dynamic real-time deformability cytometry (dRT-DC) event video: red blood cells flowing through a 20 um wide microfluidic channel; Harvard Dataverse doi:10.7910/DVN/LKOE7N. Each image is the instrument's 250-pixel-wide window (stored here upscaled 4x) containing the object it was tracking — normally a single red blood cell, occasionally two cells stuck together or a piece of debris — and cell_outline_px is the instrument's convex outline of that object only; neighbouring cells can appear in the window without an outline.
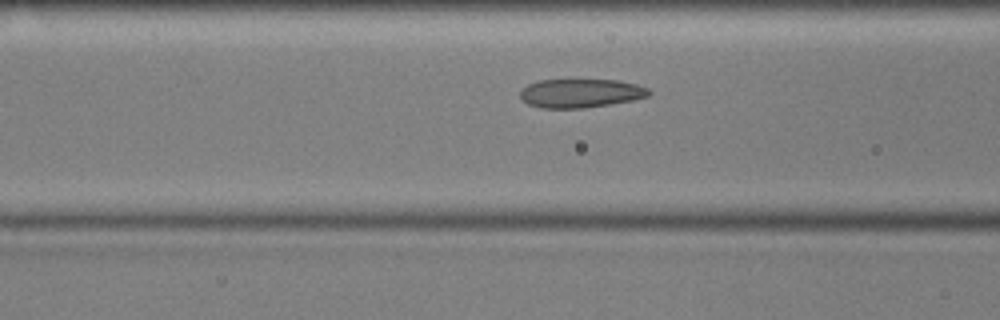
{"species": "common noctule bat (a hibernating species)", "species_latin": "Nyctalus noctula", "temperature_condition": "cold", "stored_images_in_passage": 47, "camera_frame_rate_fps": 3000, "um_per_image_px": 0.085, "animal": {"sex": "male", "body_mass_g": 17.9, "forearm_length_mm": 54.2}, "frame": {"image": 1, "passage_image": 13, "time_ms": 4.0, "image_size_px": [1000, 320], "cell_outline_px": [[652, 92], [648, 96], [632, 100], [612, 104], [584, 108], [540, 108], [528, 104], [520, 96], [520, 92], [528, 84], [540, 80], [620, 80], [636, 84], [648, 88]], "centroid_in_image_um": [49.38, 7.92], "position_along_channel_um": 117.2, "area_um2": 21.56}}
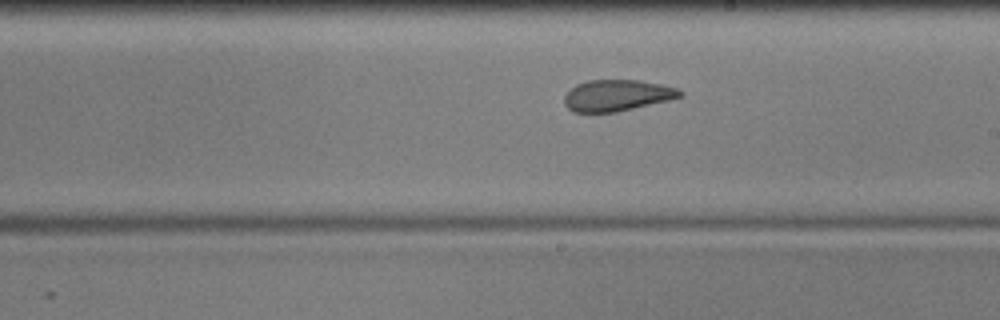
{"frame": {"image": 2, "passage_image": 23, "time_ms": 7.333, "image_size_px": [1000, 320], "cell_outline_px": [[684, 96], [668, 100], [616, 112], [572, 112], [564, 104], [564, 96], [576, 84], [588, 80], [640, 80], [660, 84], [676, 88], [684, 92]], "centroid_in_image_um": [52.44, 8.11], "position_along_channel_um": 236.6, "area_um2": 21.04}}
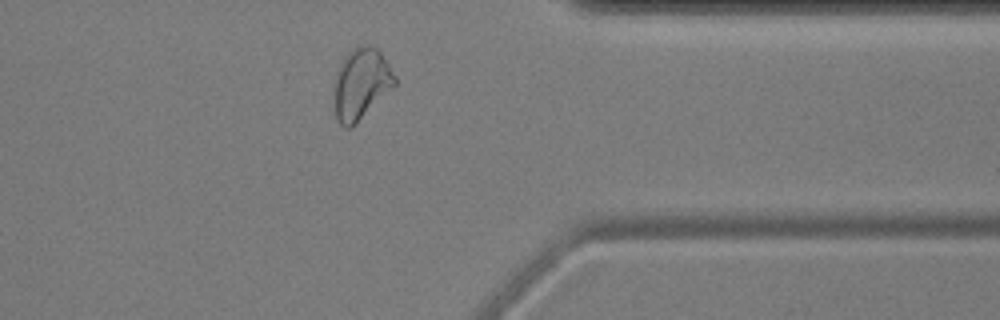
{"frame": {"image": 3, "passage_image": 36, "time_ms": 11.667, "image_size_px": [1000, 320], "cell_outline_px": [[396, 84], [392, 88], [348, 128], [344, 128], [340, 124], [336, 116], [332, 96], [336, 72], [340, 64], [348, 52], [360, 44], [368, 44], [376, 48], [380, 52], [396, 76]], "centroid_in_image_um": [30.65, 7.08], "position_along_channel_um": 380.7, "area_um2": 24.74}, "authors_computed_cell_mechanics": {"area_um2": 23.4668, "velocity_mm_per_s": 3.5765, "shape_relaxation_time_tau1_ms": null, "shape_relaxation_time_tau2_ms": 1.803, "deformation_change_tau1": null, "deformation_change_tau2": 0.0731}}